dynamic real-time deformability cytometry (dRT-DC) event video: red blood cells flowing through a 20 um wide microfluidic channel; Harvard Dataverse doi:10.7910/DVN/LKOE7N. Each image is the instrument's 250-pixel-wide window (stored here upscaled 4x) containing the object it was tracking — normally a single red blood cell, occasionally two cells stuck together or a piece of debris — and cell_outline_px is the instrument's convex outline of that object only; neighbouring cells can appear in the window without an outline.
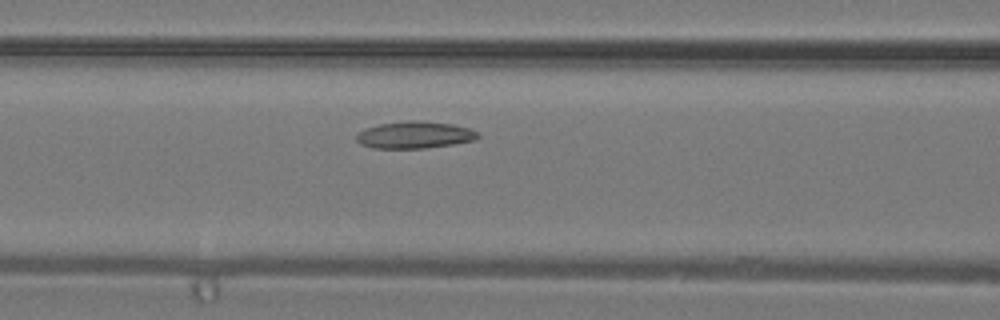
{"species": "common noctule bat (a hibernating species)", "species_latin": "Nyctalus noctula", "temperature_condition": "warm", "stored_images_in_passage": 22, "camera_frame_rate_fps": 3000, "um_per_image_px": 0.085, "animal": {"sex": "male", "body_mass_g": 19.2, "forearm_length_mm": 51.8}, "frame": {"image": 1, "passage_image": 4, "time_ms": 1.0, "image_size_px": [1000, 320], "cell_outline_px": [[480, 136], [476, 140], [452, 144], [424, 148], [372, 148], [360, 144], [356, 140], [356, 132], [364, 128], [380, 124], [408, 120], [412, 120], [452, 124], [468, 128], [476, 132]], "centroid_in_image_um": [35.19, 11.47], "position_along_channel_um": 131.4, "area_um2": 19.07}}
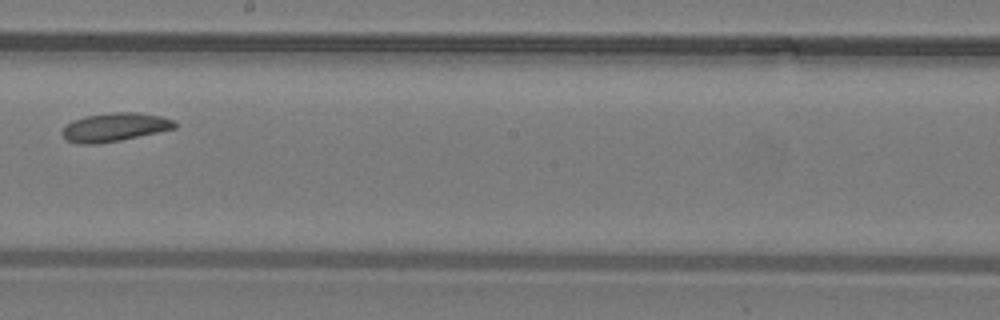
{"frame": {"image": 2, "passage_image": 10, "time_ms": 3.0, "image_size_px": [1000, 320], "cell_outline_px": [[176, 128], [120, 140], [96, 144], [76, 144], [68, 140], [60, 132], [72, 120], [84, 116], [108, 112], [136, 112], [160, 116], [176, 120]], "centroid_in_image_um": [9.74, 10.8], "position_along_channel_um": 238.5, "area_um2": 18.73}}
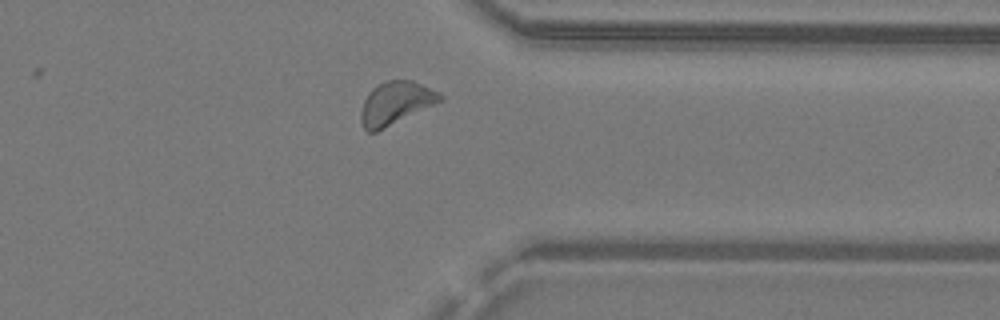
{"frame": {"image": 3, "passage_image": 18, "time_ms": 5.667, "image_size_px": [1000, 320], "cell_outline_px": [[444, 100], [376, 132], [368, 132], [364, 128], [360, 120], [360, 112], [364, 100], [368, 92], [376, 84], [388, 80], [412, 80], [444, 96]], "centroid_in_image_um": [33.59, 8.77], "position_along_channel_um": 377.8, "area_um2": 19.71}}